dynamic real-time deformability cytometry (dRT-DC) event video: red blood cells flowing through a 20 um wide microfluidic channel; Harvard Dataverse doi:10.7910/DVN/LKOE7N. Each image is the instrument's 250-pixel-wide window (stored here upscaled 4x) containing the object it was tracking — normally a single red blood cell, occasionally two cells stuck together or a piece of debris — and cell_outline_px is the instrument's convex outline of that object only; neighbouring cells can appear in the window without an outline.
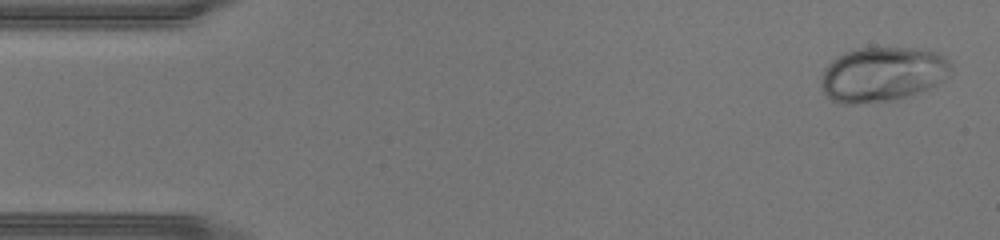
{"species": "human", "species_latin": "Homo sapiens", "temperature_condition": "warm", "stored_images_in_passage": 44, "camera_frame_rate_fps": 3000, "um_per_image_px": 0.085, "donor": {"sex": "male"}, "frame": {"image": 1, "passage_image": 2, "time_ms": 0.333, "image_size_px": [1000, 240], "cell_outline_px": [[952, 72], [944, 80], [912, 96], [888, 100], [852, 104], [840, 104], [832, 100], [824, 92], [820, 84], [820, 80], [824, 68], [832, 60], [844, 52], [860, 48], [920, 48], [936, 52], [944, 56], [948, 60], [952, 68]], "centroid_in_image_um": [75.01, 6.31], "position_along_channel_um": 10.0, "area_um2": 41.56}}
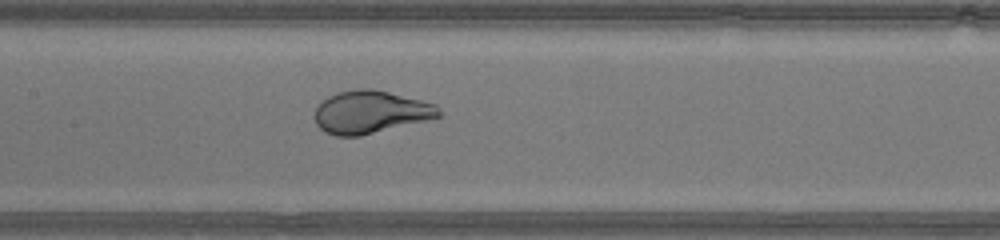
{"frame": {"image": 2, "passage_image": 21, "time_ms": 6.667, "image_size_px": [1000, 240], "cell_outline_px": [[440, 116], [428, 120], [360, 136], [336, 136], [324, 132], [316, 124], [316, 108], [328, 96], [336, 92], [356, 88], [372, 88], [436, 104], [440, 108]], "centroid_in_image_um": [31.49, 9.52], "position_along_channel_um": 175.9, "area_um2": 30.81}}
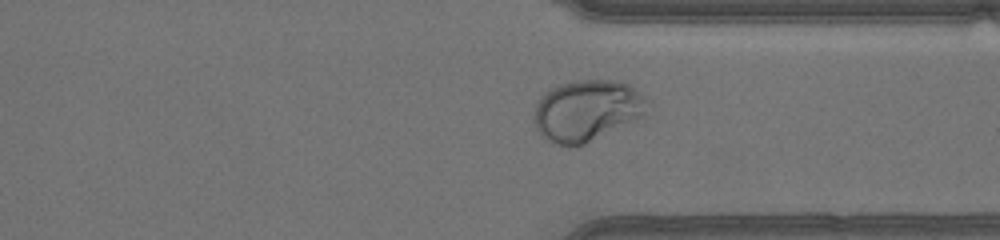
{"frame": {"image": 3, "passage_image": 33, "time_ms": 10.667, "image_size_px": [1000, 240], "cell_outline_px": [[652, 104], [648, 116], [584, 144], [556, 144], [548, 140], [536, 128], [532, 120], [536, 104], [540, 96], [544, 92], [560, 84], [576, 80], [616, 80], [628, 84], [640, 92]], "centroid_in_image_um": [49.97, 9.37], "position_along_channel_um": 361.4, "area_um2": 40.98}}